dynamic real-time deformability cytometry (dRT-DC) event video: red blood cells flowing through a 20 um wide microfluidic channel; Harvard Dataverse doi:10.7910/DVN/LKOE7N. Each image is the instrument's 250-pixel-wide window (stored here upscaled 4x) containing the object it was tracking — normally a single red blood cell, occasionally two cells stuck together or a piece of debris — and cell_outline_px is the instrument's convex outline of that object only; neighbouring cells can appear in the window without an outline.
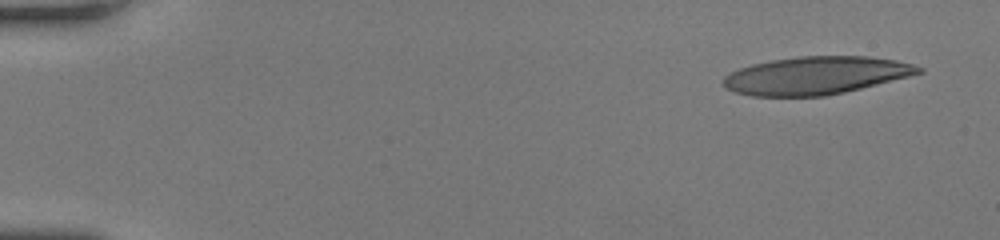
{"species": "human", "species_latin": "Homo sapiens", "temperature_condition": "room temperature", "stored_images_in_passage": 15, "camera_frame_rate_fps": 3000, "um_per_image_px": 0.085, "donor": {"sex": "female"}, "frame": {"image": 1, "passage_image": 1, "time_ms": 0.0, "image_size_px": [1000, 240], "cell_outline_px": [[924, 72], [844, 92], [824, 96], [752, 96], [736, 92], [724, 88], [724, 76], [740, 68], [752, 64], [772, 60], [800, 56], [868, 56], [896, 60], [912, 64], [924, 68]], "centroid_in_image_um": [69.34, 6.41], "position_along_channel_um": 15.7, "area_um2": 42.71}}